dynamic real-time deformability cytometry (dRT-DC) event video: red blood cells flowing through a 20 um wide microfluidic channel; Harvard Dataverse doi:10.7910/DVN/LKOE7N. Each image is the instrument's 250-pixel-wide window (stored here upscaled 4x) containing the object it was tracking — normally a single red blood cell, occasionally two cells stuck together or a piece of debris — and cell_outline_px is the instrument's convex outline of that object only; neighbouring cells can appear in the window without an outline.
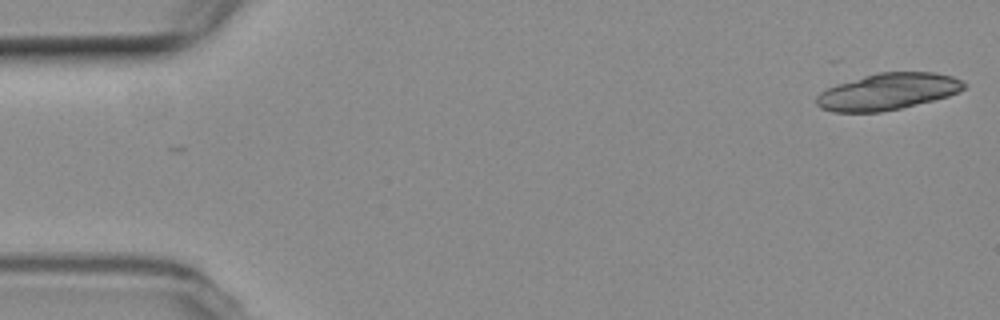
{"species": "common noctule bat (a hibernating species)", "species_latin": "Nyctalus noctula", "temperature_condition": "room temperature", "stored_images_in_passage": 6, "camera_frame_rate_fps": 3000, "um_per_image_px": 0.085, "animal": {"sex": "female", "body_mass_g": 19.3, "forearm_length_mm": 54.1}, "frame": {"image": 1, "passage_image": 1, "time_ms": 0.0, "image_size_px": [1000, 320], "cell_outline_px": [[968, 84], [964, 88], [948, 96], [900, 108], [880, 112], [832, 112], [820, 108], [816, 104], [816, 96], [820, 92], [836, 84], [876, 72], [936, 72], [952, 76]], "centroid_in_image_um": [75.43, 7.78], "position_along_channel_um": 9.6, "area_um2": 31.39}}